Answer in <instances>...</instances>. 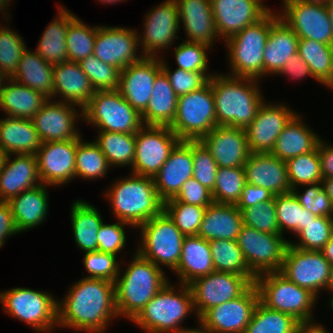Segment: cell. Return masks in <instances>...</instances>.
<instances>
[{
    "instance_id": "obj_1",
    "label": "cell",
    "mask_w": 333,
    "mask_h": 333,
    "mask_svg": "<svg viewBox=\"0 0 333 333\" xmlns=\"http://www.w3.org/2000/svg\"><path fill=\"white\" fill-rule=\"evenodd\" d=\"M76 282V283H75ZM58 300V327L88 333H105L114 318V283L105 279L81 278Z\"/></svg>"
},
{
    "instance_id": "obj_2",
    "label": "cell",
    "mask_w": 333,
    "mask_h": 333,
    "mask_svg": "<svg viewBox=\"0 0 333 333\" xmlns=\"http://www.w3.org/2000/svg\"><path fill=\"white\" fill-rule=\"evenodd\" d=\"M209 80L215 100L217 125L245 129L265 101L259 87L260 81L216 72Z\"/></svg>"
},
{
    "instance_id": "obj_3",
    "label": "cell",
    "mask_w": 333,
    "mask_h": 333,
    "mask_svg": "<svg viewBox=\"0 0 333 333\" xmlns=\"http://www.w3.org/2000/svg\"><path fill=\"white\" fill-rule=\"evenodd\" d=\"M131 259L126 270L120 265L119 274L114 282L118 317L130 321L169 282L163 268L156 266L137 251Z\"/></svg>"
},
{
    "instance_id": "obj_4",
    "label": "cell",
    "mask_w": 333,
    "mask_h": 333,
    "mask_svg": "<svg viewBox=\"0 0 333 333\" xmlns=\"http://www.w3.org/2000/svg\"><path fill=\"white\" fill-rule=\"evenodd\" d=\"M108 189L104 196L110 202L113 216L133 229L163 211V201L158 197L152 177L131 173L129 177L116 179Z\"/></svg>"
},
{
    "instance_id": "obj_5",
    "label": "cell",
    "mask_w": 333,
    "mask_h": 333,
    "mask_svg": "<svg viewBox=\"0 0 333 333\" xmlns=\"http://www.w3.org/2000/svg\"><path fill=\"white\" fill-rule=\"evenodd\" d=\"M176 287L167 282L131 322L146 333H177L187 317L197 314L190 287Z\"/></svg>"
},
{
    "instance_id": "obj_6",
    "label": "cell",
    "mask_w": 333,
    "mask_h": 333,
    "mask_svg": "<svg viewBox=\"0 0 333 333\" xmlns=\"http://www.w3.org/2000/svg\"><path fill=\"white\" fill-rule=\"evenodd\" d=\"M271 29V10L259 21L246 26L242 31L224 42L227 48L229 73L233 77H264V47Z\"/></svg>"
},
{
    "instance_id": "obj_7",
    "label": "cell",
    "mask_w": 333,
    "mask_h": 333,
    "mask_svg": "<svg viewBox=\"0 0 333 333\" xmlns=\"http://www.w3.org/2000/svg\"><path fill=\"white\" fill-rule=\"evenodd\" d=\"M255 285L259 291V301L267 308L289 314L300 323L315 322L312 313L318 298L280 272L257 276Z\"/></svg>"
},
{
    "instance_id": "obj_8",
    "label": "cell",
    "mask_w": 333,
    "mask_h": 333,
    "mask_svg": "<svg viewBox=\"0 0 333 333\" xmlns=\"http://www.w3.org/2000/svg\"><path fill=\"white\" fill-rule=\"evenodd\" d=\"M0 304L8 316L24 322L37 333L58 328V299L51 293L13 287L0 292Z\"/></svg>"
},
{
    "instance_id": "obj_9",
    "label": "cell",
    "mask_w": 333,
    "mask_h": 333,
    "mask_svg": "<svg viewBox=\"0 0 333 333\" xmlns=\"http://www.w3.org/2000/svg\"><path fill=\"white\" fill-rule=\"evenodd\" d=\"M137 229L140 242L134 250L156 266L162 268V265L173 272L178 266L185 236L170 217L162 211Z\"/></svg>"
},
{
    "instance_id": "obj_10",
    "label": "cell",
    "mask_w": 333,
    "mask_h": 333,
    "mask_svg": "<svg viewBox=\"0 0 333 333\" xmlns=\"http://www.w3.org/2000/svg\"><path fill=\"white\" fill-rule=\"evenodd\" d=\"M81 121L88 122L97 131L136 134L144 125L136 111L118 90L95 91L83 109Z\"/></svg>"
},
{
    "instance_id": "obj_11",
    "label": "cell",
    "mask_w": 333,
    "mask_h": 333,
    "mask_svg": "<svg viewBox=\"0 0 333 333\" xmlns=\"http://www.w3.org/2000/svg\"><path fill=\"white\" fill-rule=\"evenodd\" d=\"M216 126L210 80L200 89L178 97L176 116L170 128L180 140H200Z\"/></svg>"
},
{
    "instance_id": "obj_12",
    "label": "cell",
    "mask_w": 333,
    "mask_h": 333,
    "mask_svg": "<svg viewBox=\"0 0 333 333\" xmlns=\"http://www.w3.org/2000/svg\"><path fill=\"white\" fill-rule=\"evenodd\" d=\"M236 241L255 277L280 271L289 244V240L284 236L261 232L243 225Z\"/></svg>"
},
{
    "instance_id": "obj_13",
    "label": "cell",
    "mask_w": 333,
    "mask_h": 333,
    "mask_svg": "<svg viewBox=\"0 0 333 333\" xmlns=\"http://www.w3.org/2000/svg\"><path fill=\"white\" fill-rule=\"evenodd\" d=\"M180 141L170 127L143 125L135 134L131 173L153 178Z\"/></svg>"
},
{
    "instance_id": "obj_14",
    "label": "cell",
    "mask_w": 333,
    "mask_h": 333,
    "mask_svg": "<svg viewBox=\"0 0 333 333\" xmlns=\"http://www.w3.org/2000/svg\"><path fill=\"white\" fill-rule=\"evenodd\" d=\"M331 263L321 251L286 247L280 273L298 286L310 291L317 298L327 292Z\"/></svg>"
},
{
    "instance_id": "obj_15",
    "label": "cell",
    "mask_w": 333,
    "mask_h": 333,
    "mask_svg": "<svg viewBox=\"0 0 333 333\" xmlns=\"http://www.w3.org/2000/svg\"><path fill=\"white\" fill-rule=\"evenodd\" d=\"M143 34L138 31L139 46L144 57H161L160 51L172 49L178 38L180 20L178 4L166 0L150 9L144 17ZM170 47V48H169Z\"/></svg>"
},
{
    "instance_id": "obj_16",
    "label": "cell",
    "mask_w": 333,
    "mask_h": 333,
    "mask_svg": "<svg viewBox=\"0 0 333 333\" xmlns=\"http://www.w3.org/2000/svg\"><path fill=\"white\" fill-rule=\"evenodd\" d=\"M253 283L245 275L213 271L188 284L197 320L210 308L241 296Z\"/></svg>"
},
{
    "instance_id": "obj_17",
    "label": "cell",
    "mask_w": 333,
    "mask_h": 333,
    "mask_svg": "<svg viewBox=\"0 0 333 333\" xmlns=\"http://www.w3.org/2000/svg\"><path fill=\"white\" fill-rule=\"evenodd\" d=\"M279 17L299 39H311L325 44L332 42V25L327 6L299 0H282Z\"/></svg>"
},
{
    "instance_id": "obj_18",
    "label": "cell",
    "mask_w": 333,
    "mask_h": 333,
    "mask_svg": "<svg viewBox=\"0 0 333 333\" xmlns=\"http://www.w3.org/2000/svg\"><path fill=\"white\" fill-rule=\"evenodd\" d=\"M139 47L138 31L135 29L120 25L96 26L93 54L120 71L144 57L136 53Z\"/></svg>"
},
{
    "instance_id": "obj_19",
    "label": "cell",
    "mask_w": 333,
    "mask_h": 333,
    "mask_svg": "<svg viewBox=\"0 0 333 333\" xmlns=\"http://www.w3.org/2000/svg\"><path fill=\"white\" fill-rule=\"evenodd\" d=\"M56 100L48 99L31 119L42 143L81 139L83 135L76 123L83 118V110L73 104Z\"/></svg>"
},
{
    "instance_id": "obj_20",
    "label": "cell",
    "mask_w": 333,
    "mask_h": 333,
    "mask_svg": "<svg viewBox=\"0 0 333 333\" xmlns=\"http://www.w3.org/2000/svg\"><path fill=\"white\" fill-rule=\"evenodd\" d=\"M258 302L253 283L241 296L208 309L199 320L213 333H244Z\"/></svg>"
},
{
    "instance_id": "obj_21",
    "label": "cell",
    "mask_w": 333,
    "mask_h": 333,
    "mask_svg": "<svg viewBox=\"0 0 333 333\" xmlns=\"http://www.w3.org/2000/svg\"><path fill=\"white\" fill-rule=\"evenodd\" d=\"M278 102L265 101L258 109L255 119L245 128L251 153H270L277 137L298 113Z\"/></svg>"
},
{
    "instance_id": "obj_22",
    "label": "cell",
    "mask_w": 333,
    "mask_h": 333,
    "mask_svg": "<svg viewBox=\"0 0 333 333\" xmlns=\"http://www.w3.org/2000/svg\"><path fill=\"white\" fill-rule=\"evenodd\" d=\"M79 140L50 141L41 144L35 155L42 184L61 187L75 179V155Z\"/></svg>"
},
{
    "instance_id": "obj_23",
    "label": "cell",
    "mask_w": 333,
    "mask_h": 333,
    "mask_svg": "<svg viewBox=\"0 0 333 333\" xmlns=\"http://www.w3.org/2000/svg\"><path fill=\"white\" fill-rule=\"evenodd\" d=\"M219 37L225 42L262 19L271 8L264 0H210Z\"/></svg>"
},
{
    "instance_id": "obj_24",
    "label": "cell",
    "mask_w": 333,
    "mask_h": 333,
    "mask_svg": "<svg viewBox=\"0 0 333 333\" xmlns=\"http://www.w3.org/2000/svg\"><path fill=\"white\" fill-rule=\"evenodd\" d=\"M161 71L160 57H143L120 71L118 91L140 114L147 108L155 78Z\"/></svg>"
},
{
    "instance_id": "obj_25",
    "label": "cell",
    "mask_w": 333,
    "mask_h": 333,
    "mask_svg": "<svg viewBox=\"0 0 333 333\" xmlns=\"http://www.w3.org/2000/svg\"><path fill=\"white\" fill-rule=\"evenodd\" d=\"M200 141L210 151L218 167H243L251 154L243 128L217 125Z\"/></svg>"
},
{
    "instance_id": "obj_26",
    "label": "cell",
    "mask_w": 333,
    "mask_h": 333,
    "mask_svg": "<svg viewBox=\"0 0 333 333\" xmlns=\"http://www.w3.org/2000/svg\"><path fill=\"white\" fill-rule=\"evenodd\" d=\"M192 175V140H181L153 177L158 197L163 202L175 197Z\"/></svg>"
},
{
    "instance_id": "obj_27",
    "label": "cell",
    "mask_w": 333,
    "mask_h": 333,
    "mask_svg": "<svg viewBox=\"0 0 333 333\" xmlns=\"http://www.w3.org/2000/svg\"><path fill=\"white\" fill-rule=\"evenodd\" d=\"M40 184L42 182L35 154L6 155L0 172V201L7 202L21 192Z\"/></svg>"
},
{
    "instance_id": "obj_28",
    "label": "cell",
    "mask_w": 333,
    "mask_h": 333,
    "mask_svg": "<svg viewBox=\"0 0 333 333\" xmlns=\"http://www.w3.org/2000/svg\"><path fill=\"white\" fill-rule=\"evenodd\" d=\"M178 4L180 25L188 42L203 43L212 48L217 38L210 0H175Z\"/></svg>"
},
{
    "instance_id": "obj_29",
    "label": "cell",
    "mask_w": 333,
    "mask_h": 333,
    "mask_svg": "<svg viewBox=\"0 0 333 333\" xmlns=\"http://www.w3.org/2000/svg\"><path fill=\"white\" fill-rule=\"evenodd\" d=\"M243 168L246 183L268 189L274 195L292 191L286 162L271 153H251Z\"/></svg>"
},
{
    "instance_id": "obj_30",
    "label": "cell",
    "mask_w": 333,
    "mask_h": 333,
    "mask_svg": "<svg viewBox=\"0 0 333 333\" xmlns=\"http://www.w3.org/2000/svg\"><path fill=\"white\" fill-rule=\"evenodd\" d=\"M54 98L78 106L83 110L93 97L89 78L82 71L79 63L66 61L53 66Z\"/></svg>"
},
{
    "instance_id": "obj_31",
    "label": "cell",
    "mask_w": 333,
    "mask_h": 333,
    "mask_svg": "<svg viewBox=\"0 0 333 333\" xmlns=\"http://www.w3.org/2000/svg\"><path fill=\"white\" fill-rule=\"evenodd\" d=\"M299 37L271 9V29L264 47V77L277 75L288 59L298 52Z\"/></svg>"
},
{
    "instance_id": "obj_32",
    "label": "cell",
    "mask_w": 333,
    "mask_h": 333,
    "mask_svg": "<svg viewBox=\"0 0 333 333\" xmlns=\"http://www.w3.org/2000/svg\"><path fill=\"white\" fill-rule=\"evenodd\" d=\"M48 187L40 184L7 201L19 234L36 228L46 221L49 210Z\"/></svg>"
},
{
    "instance_id": "obj_33",
    "label": "cell",
    "mask_w": 333,
    "mask_h": 333,
    "mask_svg": "<svg viewBox=\"0 0 333 333\" xmlns=\"http://www.w3.org/2000/svg\"><path fill=\"white\" fill-rule=\"evenodd\" d=\"M242 226V212L236 205L213 202L205 210L197 236L207 241L236 240Z\"/></svg>"
},
{
    "instance_id": "obj_34",
    "label": "cell",
    "mask_w": 333,
    "mask_h": 333,
    "mask_svg": "<svg viewBox=\"0 0 333 333\" xmlns=\"http://www.w3.org/2000/svg\"><path fill=\"white\" fill-rule=\"evenodd\" d=\"M215 271L209 241L200 236H185L181 257L173 271L179 279L178 284L188 285L193 280Z\"/></svg>"
},
{
    "instance_id": "obj_35",
    "label": "cell",
    "mask_w": 333,
    "mask_h": 333,
    "mask_svg": "<svg viewBox=\"0 0 333 333\" xmlns=\"http://www.w3.org/2000/svg\"><path fill=\"white\" fill-rule=\"evenodd\" d=\"M48 99L41 92L7 79L0 89V110L4 116L31 120Z\"/></svg>"
},
{
    "instance_id": "obj_36",
    "label": "cell",
    "mask_w": 333,
    "mask_h": 333,
    "mask_svg": "<svg viewBox=\"0 0 333 333\" xmlns=\"http://www.w3.org/2000/svg\"><path fill=\"white\" fill-rule=\"evenodd\" d=\"M302 116L296 114L285 126L276 139L274 148L270 152L280 160L286 161L289 158L313 151L321 139L309 125L302 121Z\"/></svg>"
},
{
    "instance_id": "obj_37",
    "label": "cell",
    "mask_w": 333,
    "mask_h": 333,
    "mask_svg": "<svg viewBox=\"0 0 333 333\" xmlns=\"http://www.w3.org/2000/svg\"><path fill=\"white\" fill-rule=\"evenodd\" d=\"M0 119V150L9 154H36L42 141L32 120L5 116Z\"/></svg>"
},
{
    "instance_id": "obj_38",
    "label": "cell",
    "mask_w": 333,
    "mask_h": 333,
    "mask_svg": "<svg viewBox=\"0 0 333 333\" xmlns=\"http://www.w3.org/2000/svg\"><path fill=\"white\" fill-rule=\"evenodd\" d=\"M177 103L178 96L166 74L161 71L155 78L147 108L141 114L143 124L170 127L176 116Z\"/></svg>"
},
{
    "instance_id": "obj_39",
    "label": "cell",
    "mask_w": 333,
    "mask_h": 333,
    "mask_svg": "<svg viewBox=\"0 0 333 333\" xmlns=\"http://www.w3.org/2000/svg\"><path fill=\"white\" fill-rule=\"evenodd\" d=\"M74 241L83 253L98 251V231L103 220L100 211L87 201L78 199L70 207Z\"/></svg>"
},
{
    "instance_id": "obj_40",
    "label": "cell",
    "mask_w": 333,
    "mask_h": 333,
    "mask_svg": "<svg viewBox=\"0 0 333 333\" xmlns=\"http://www.w3.org/2000/svg\"><path fill=\"white\" fill-rule=\"evenodd\" d=\"M57 9V17L45 28L35 50L45 62L52 65L68 61L66 32L69 22L76 16L60 4Z\"/></svg>"
},
{
    "instance_id": "obj_41",
    "label": "cell",
    "mask_w": 333,
    "mask_h": 333,
    "mask_svg": "<svg viewBox=\"0 0 333 333\" xmlns=\"http://www.w3.org/2000/svg\"><path fill=\"white\" fill-rule=\"evenodd\" d=\"M53 66L45 62L35 50L26 49L11 79L54 100Z\"/></svg>"
},
{
    "instance_id": "obj_42",
    "label": "cell",
    "mask_w": 333,
    "mask_h": 333,
    "mask_svg": "<svg viewBox=\"0 0 333 333\" xmlns=\"http://www.w3.org/2000/svg\"><path fill=\"white\" fill-rule=\"evenodd\" d=\"M298 53L308 64L313 79L333 90V47L311 39H299Z\"/></svg>"
},
{
    "instance_id": "obj_43",
    "label": "cell",
    "mask_w": 333,
    "mask_h": 333,
    "mask_svg": "<svg viewBox=\"0 0 333 333\" xmlns=\"http://www.w3.org/2000/svg\"><path fill=\"white\" fill-rule=\"evenodd\" d=\"M94 141L111 167L132 168L135 157V134L98 131Z\"/></svg>"
},
{
    "instance_id": "obj_44",
    "label": "cell",
    "mask_w": 333,
    "mask_h": 333,
    "mask_svg": "<svg viewBox=\"0 0 333 333\" xmlns=\"http://www.w3.org/2000/svg\"><path fill=\"white\" fill-rule=\"evenodd\" d=\"M209 245L215 271L245 275L252 283H255L256 277L248 268L236 240H211Z\"/></svg>"
},
{
    "instance_id": "obj_45",
    "label": "cell",
    "mask_w": 333,
    "mask_h": 333,
    "mask_svg": "<svg viewBox=\"0 0 333 333\" xmlns=\"http://www.w3.org/2000/svg\"><path fill=\"white\" fill-rule=\"evenodd\" d=\"M275 208L279 234L284 236V231L293 232L296 235L311 220H315V215L304 209L295 194L289 193L275 195Z\"/></svg>"
},
{
    "instance_id": "obj_46",
    "label": "cell",
    "mask_w": 333,
    "mask_h": 333,
    "mask_svg": "<svg viewBox=\"0 0 333 333\" xmlns=\"http://www.w3.org/2000/svg\"><path fill=\"white\" fill-rule=\"evenodd\" d=\"M299 325L291 315L269 309L259 301L244 333H297Z\"/></svg>"
},
{
    "instance_id": "obj_47",
    "label": "cell",
    "mask_w": 333,
    "mask_h": 333,
    "mask_svg": "<svg viewBox=\"0 0 333 333\" xmlns=\"http://www.w3.org/2000/svg\"><path fill=\"white\" fill-rule=\"evenodd\" d=\"M106 156L94 142H86L81 138L77 142L75 155V179L96 180L107 176L110 172ZM109 169V170H108ZM90 179V180H89Z\"/></svg>"
},
{
    "instance_id": "obj_48",
    "label": "cell",
    "mask_w": 333,
    "mask_h": 333,
    "mask_svg": "<svg viewBox=\"0 0 333 333\" xmlns=\"http://www.w3.org/2000/svg\"><path fill=\"white\" fill-rule=\"evenodd\" d=\"M291 190L302 185L322 182L320 158L317 147L306 154L285 161Z\"/></svg>"
},
{
    "instance_id": "obj_49",
    "label": "cell",
    "mask_w": 333,
    "mask_h": 333,
    "mask_svg": "<svg viewBox=\"0 0 333 333\" xmlns=\"http://www.w3.org/2000/svg\"><path fill=\"white\" fill-rule=\"evenodd\" d=\"M96 37V26H89L78 16L68 24L66 32V48L68 61L80 62L93 54Z\"/></svg>"
},
{
    "instance_id": "obj_50",
    "label": "cell",
    "mask_w": 333,
    "mask_h": 333,
    "mask_svg": "<svg viewBox=\"0 0 333 333\" xmlns=\"http://www.w3.org/2000/svg\"><path fill=\"white\" fill-rule=\"evenodd\" d=\"M246 184L243 167H218L216 182L212 191L214 202L236 205Z\"/></svg>"
},
{
    "instance_id": "obj_51",
    "label": "cell",
    "mask_w": 333,
    "mask_h": 333,
    "mask_svg": "<svg viewBox=\"0 0 333 333\" xmlns=\"http://www.w3.org/2000/svg\"><path fill=\"white\" fill-rule=\"evenodd\" d=\"M206 208L178 201L174 197L163 202V211L184 236L198 234Z\"/></svg>"
},
{
    "instance_id": "obj_52",
    "label": "cell",
    "mask_w": 333,
    "mask_h": 333,
    "mask_svg": "<svg viewBox=\"0 0 333 333\" xmlns=\"http://www.w3.org/2000/svg\"><path fill=\"white\" fill-rule=\"evenodd\" d=\"M24 39L10 25L0 26V70L11 79L16 73L18 63L26 51Z\"/></svg>"
},
{
    "instance_id": "obj_53",
    "label": "cell",
    "mask_w": 333,
    "mask_h": 333,
    "mask_svg": "<svg viewBox=\"0 0 333 333\" xmlns=\"http://www.w3.org/2000/svg\"><path fill=\"white\" fill-rule=\"evenodd\" d=\"M333 234V218L316 216L296 234L297 241L289 245L298 249L321 251Z\"/></svg>"
},
{
    "instance_id": "obj_54",
    "label": "cell",
    "mask_w": 333,
    "mask_h": 333,
    "mask_svg": "<svg viewBox=\"0 0 333 333\" xmlns=\"http://www.w3.org/2000/svg\"><path fill=\"white\" fill-rule=\"evenodd\" d=\"M95 91L118 90L120 70L104 63L94 54L78 62Z\"/></svg>"
},
{
    "instance_id": "obj_55",
    "label": "cell",
    "mask_w": 333,
    "mask_h": 333,
    "mask_svg": "<svg viewBox=\"0 0 333 333\" xmlns=\"http://www.w3.org/2000/svg\"><path fill=\"white\" fill-rule=\"evenodd\" d=\"M164 58L165 56L161 58L162 71L168 77L178 97L200 89L215 74H210L209 71H187L178 68L172 71Z\"/></svg>"
},
{
    "instance_id": "obj_56",
    "label": "cell",
    "mask_w": 333,
    "mask_h": 333,
    "mask_svg": "<svg viewBox=\"0 0 333 333\" xmlns=\"http://www.w3.org/2000/svg\"><path fill=\"white\" fill-rule=\"evenodd\" d=\"M83 264L88 275L85 278L105 279L115 282L119 274V258L111 253L99 251L85 252Z\"/></svg>"
},
{
    "instance_id": "obj_57",
    "label": "cell",
    "mask_w": 333,
    "mask_h": 333,
    "mask_svg": "<svg viewBox=\"0 0 333 333\" xmlns=\"http://www.w3.org/2000/svg\"><path fill=\"white\" fill-rule=\"evenodd\" d=\"M174 48V57L177 68L187 71H209L208 69V50L210 46L203 43L185 41Z\"/></svg>"
},
{
    "instance_id": "obj_58",
    "label": "cell",
    "mask_w": 333,
    "mask_h": 333,
    "mask_svg": "<svg viewBox=\"0 0 333 333\" xmlns=\"http://www.w3.org/2000/svg\"><path fill=\"white\" fill-rule=\"evenodd\" d=\"M243 225L267 232L279 234V225L277 222L275 196L273 199L254 207H247L242 211Z\"/></svg>"
},
{
    "instance_id": "obj_59",
    "label": "cell",
    "mask_w": 333,
    "mask_h": 333,
    "mask_svg": "<svg viewBox=\"0 0 333 333\" xmlns=\"http://www.w3.org/2000/svg\"><path fill=\"white\" fill-rule=\"evenodd\" d=\"M193 175L201 185L214 189L218 165L200 140H192Z\"/></svg>"
},
{
    "instance_id": "obj_60",
    "label": "cell",
    "mask_w": 333,
    "mask_h": 333,
    "mask_svg": "<svg viewBox=\"0 0 333 333\" xmlns=\"http://www.w3.org/2000/svg\"><path fill=\"white\" fill-rule=\"evenodd\" d=\"M302 186L305 188L304 191L302 190L303 193H300L298 188L292 189L301 206L311 211L315 216L333 218V205L323 189L322 182Z\"/></svg>"
},
{
    "instance_id": "obj_61",
    "label": "cell",
    "mask_w": 333,
    "mask_h": 333,
    "mask_svg": "<svg viewBox=\"0 0 333 333\" xmlns=\"http://www.w3.org/2000/svg\"><path fill=\"white\" fill-rule=\"evenodd\" d=\"M125 226L131 225L117 220L116 223L105 224L104 221L98 231V251L118 255L125 248L126 233Z\"/></svg>"
},
{
    "instance_id": "obj_62",
    "label": "cell",
    "mask_w": 333,
    "mask_h": 333,
    "mask_svg": "<svg viewBox=\"0 0 333 333\" xmlns=\"http://www.w3.org/2000/svg\"><path fill=\"white\" fill-rule=\"evenodd\" d=\"M176 200L207 207L214 202L212 192L201 185L195 178H189L183 185L178 194L174 197Z\"/></svg>"
},
{
    "instance_id": "obj_63",
    "label": "cell",
    "mask_w": 333,
    "mask_h": 333,
    "mask_svg": "<svg viewBox=\"0 0 333 333\" xmlns=\"http://www.w3.org/2000/svg\"><path fill=\"white\" fill-rule=\"evenodd\" d=\"M274 194L268 189L246 183L241 194L237 208L242 211L247 207H254L274 198Z\"/></svg>"
},
{
    "instance_id": "obj_64",
    "label": "cell",
    "mask_w": 333,
    "mask_h": 333,
    "mask_svg": "<svg viewBox=\"0 0 333 333\" xmlns=\"http://www.w3.org/2000/svg\"><path fill=\"white\" fill-rule=\"evenodd\" d=\"M278 75H281V77L286 75L293 80H302L308 76L313 78L308 64L300 57L298 52L288 59L282 70L276 76Z\"/></svg>"
},
{
    "instance_id": "obj_65",
    "label": "cell",
    "mask_w": 333,
    "mask_h": 333,
    "mask_svg": "<svg viewBox=\"0 0 333 333\" xmlns=\"http://www.w3.org/2000/svg\"><path fill=\"white\" fill-rule=\"evenodd\" d=\"M17 231L11 212V208L8 202L0 201V248L5 245L8 237L17 235Z\"/></svg>"
},
{
    "instance_id": "obj_66",
    "label": "cell",
    "mask_w": 333,
    "mask_h": 333,
    "mask_svg": "<svg viewBox=\"0 0 333 333\" xmlns=\"http://www.w3.org/2000/svg\"><path fill=\"white\" fill-rule=\"evenodd\" d=\"M320 139L317 145L320 158L321 174L323 179L333 177V143L327 144L326 140Z\"/></svg>"
},
{
    "instance_id": "obj_67",
    "label": "cell",
    "mask_w": 333,
    "mask_h": 333,
    "mask_svg": "<svg viewBox=\"0 0 333 333\" xmlns=\"http://www.w3.org/2000/svg\"><path fill=\"white\" fill-rule=\"evenodd\" d=\"M326 329L318 322L300 323L297 333H329Z\"/></svg>"
},
{
    "instance_id": "obj_68",
    "label": "cell",
    "mask_w": 333,
    "mask_h": 333,
    "mask_svg": "<svg viewBox=\"0 0 333 333\" xmlns=\"http://www.w3.org/2000/svg\"><path fill=\"white\" fill-rule=\"evenodd\" d=\"M198 328H181L177 333H213L209 328H207L199 319H198Z\"/></svg>"
},
{
    "instance_id": "obj_69",
    "label": "cell",
    "mask_w": 333,
    "mask_h": 333,
    "mask_svg": "<svg viewBox=\"0 0 333 333\" xmlns=\"http://www.w3.org/2000/svg\"><path fill=\"white\" fill-rule=\"evenodd\" d=\"M326 260H328L331 264H333V234L329 241L325 244L323 249L321 250Z\"/></svg>"
},
{
    "instance_id": "obj_70",
    "label": "cell",
    "mask_w": 333,
    "mask_h": 333,
    "mask_svg": "<svg viewBox=\"0 0 333 333\" xmlns=\"http://www.w3.org/2000/svg\"><path fill=\"white\" fill-rule=\"evenodd\" d=\"M322 186L325 190L326 194L331 199L332 205H333V177L332 178H326L322 180Z\"/></svg>"
},
{
    "instance_id": "obj_71",
    "label": "cell",
    "mask_w": 333,
    "mask_h": 333,
    "mask_svg": "<svg viewBox=\"0 0 333 333\" xmlns=\"http://www.w3.org/2000/svg\"><path fill=\"white\" fill-rule=\"evenodd\" d=\"M326 6H327L328 13H329V18H330V21H331L332 31H333V0H328ZM331 45L333 47V36H332Z\"/></svg>"
},
{
    "instance_id": "obj_72",
    "label": "cell",
    "mask_w": 333,
    "mask_h": 333,
    "mask_svg": "<svg viewBox=\"0 0 333 333\" xmlns=\"http://www.w3.org/2000/svg\"><path fill=\"white\" fill-rule=\"evenodd\" d=\"M327 291L333 292V264L330 267L329 280L327 283Z\"/></svg>"
},
{
    "instance_id": "obj_73",
    "label": "cell",
    "mask_w": 333,
    "mask_h": 333,
    "mask_svg": "<svg viewBox=\"0 0 333 333\" xmlns=\"http://www.w3.org/2000/svg\"><path fill=\"white\" fill-rule=\"evenodd\" d=\"M299 1L308 4H317V5H325L328 2V0H299Z\"/></svg>"
},
{
    "instance_id": "obj_74",
    "label": "cell",
    "mask_w": 333,
    "mask_h": 333,
    "mask_svg": "<svg viewBox=\"0 0 333 333\" xmlns=\"http://www.w3.org/2000/svg\"><path fill=\"white\" fill-rule=\"evenodd\" d=\"M98 1L101 2V4H104V5L105 4H107V5L111 4L112 5L113 3L116 4V3H119L120 1L123 2L124 0H98ZM125 1H127V0H125Z\"/></svg>"
},
{
    "instance_id": "obj_75",
    "label": "cell",
    "mask_w": 333,
    "mask_h": 333,
    "mask_svg": "<svg viewBox=\"0 0 333 333\" xmlns=\"http://www.w3.org/2000/svg\"><path fill=\"white\" fill-rule=\"evenodd\" d=\"M5 159H6V154L0 150V172L2 170V167L5 163Z\"/></svg>"
},
{
    "instance_id": "obj_76",
    "label": "cell",
    "mask_w": 333,
    "mask_h": 333,
    "mask_svg": "<svg viewBox=\"0 0 333 333\" xmlns=\"http://www.w3.org/2000/svg\"><path fill=\"white\" fill-rule=\"evenodd\" d=\"M8 78L3 74V72L0 70V89L2 88L3 84Z\"/></svg>"
},
{
    "instance_id": "obj_77",
    "label": "cell",
    "mask_w": 333,
    "mask_h": 333,
    "mask_svg": "<svg viewBox=\"0 0 333 333\" xmlns=\"http://www.w3.org/2000/svg\"><path fill=\"white\" fill-rule=\"evenodd\" d=\"M329 295L331 294V297H329L330 299L329 301V306L331 307V309L333 310V292L328 293Z\"/></svg>"
}]
</instances>
